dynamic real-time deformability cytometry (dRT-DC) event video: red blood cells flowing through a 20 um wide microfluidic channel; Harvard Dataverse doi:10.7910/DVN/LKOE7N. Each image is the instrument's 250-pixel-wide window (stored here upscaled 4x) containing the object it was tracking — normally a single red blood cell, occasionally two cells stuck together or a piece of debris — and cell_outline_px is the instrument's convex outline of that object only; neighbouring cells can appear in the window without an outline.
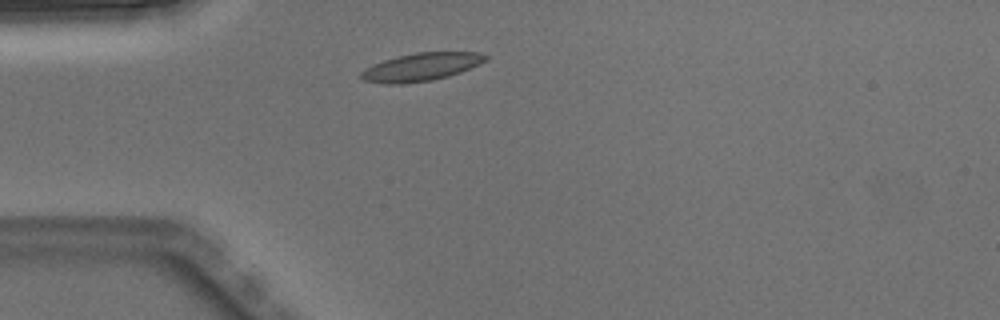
{"species": "Egyptian fruit bat (a non-hibernating species)", "species_latin": "Rousettus aegyptiacus", "temperature_condition": "warm", "stored_images_in_passage": 1, "camera_frame_rate_fps": 3000, "um_per_image_px": 0.085, "animal": {"sex": "male"}, "frame": {"image": 1, "passage_image": 1, "time_ms": 0.0, "image_size_px": [1000, 320], "cell_outline_px": [[488, 60], [480, 64], [460, 72], [448, 76], [432, 80], [400, 84], [388, 84], [364, 80], [360, 76], [360, 72], [384, 60], [396, 56], [416, 52], [480, 52], [488, 56]], "centroid_in_image_um": [35.85, 5.68], "position_along_channel_um": 49.2, "area_um2": 20.11}}